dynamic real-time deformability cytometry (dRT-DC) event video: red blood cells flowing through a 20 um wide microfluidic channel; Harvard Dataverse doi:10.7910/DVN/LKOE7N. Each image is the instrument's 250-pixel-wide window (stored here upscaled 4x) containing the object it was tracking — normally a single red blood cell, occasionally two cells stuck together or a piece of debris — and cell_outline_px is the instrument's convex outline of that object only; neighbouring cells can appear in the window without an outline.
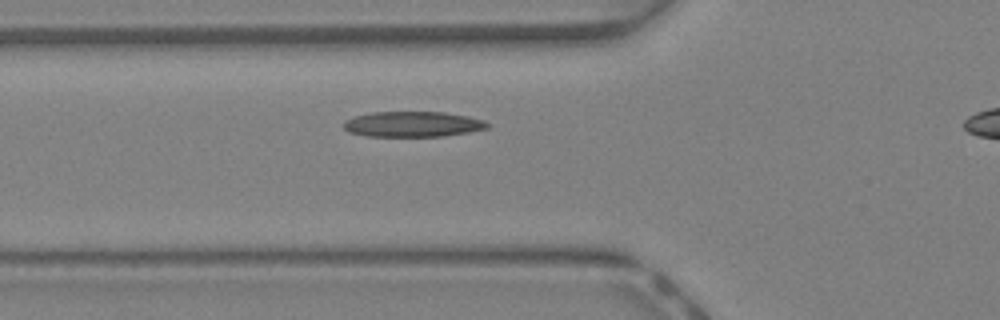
{"species": "Egyptian fruit bat (a non-hibernating species)", "species_latin": "Rousettus aegyptiacus", "temperature_condition": "warm", "stored_images_in_passage": 29, "camera_frame_rate_fps": 3000, "um_per_image_px": 0.085, "animal": {"sex": "female"}, "frame": {"image": 1, "passage_image": 7, "time_ms": 2.0, "image_size_px": [1000, 320], "cell_outline_px": [[492, 124], [488, 128], [468, 132], [444, 136], [368, 136], [348, 132], [344, 128], [344, 120], [356, 116], [372, 112], [444, 112], [468, 116], [484, 120]], "centroid_in_image_um": [35.11, 10.55], "position_along_channel_um": 90.7, "area_um2": 21.33}}
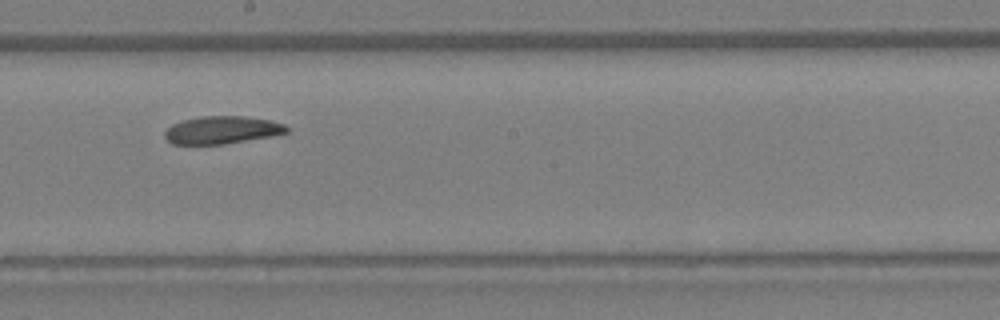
{"frame": {"image": 2, "passage_image": 16, "time_ms": 5.0, "image_size_px": [1000, 320], "cell_outline_px": [[288, 132], [276, 136], [224, 144], [172, 144], [164, 136], [164, 132], [172, 124], [184, 120], [200, 116], [244, 116], [268, 120], [284, 124], [288, 128]], "centroid_in_image_um": [18.89, 11.05], "position_along_channel_um": 229.3, "area_um2": 19.71}}
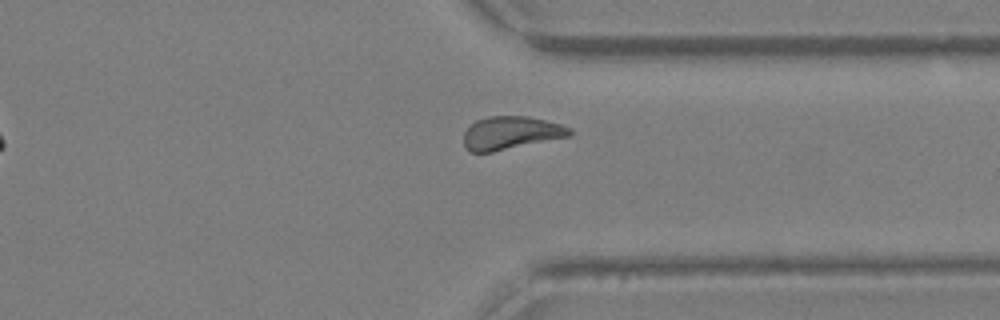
{"frame": {"image": 3, "passage_image": 25, "time_ms": 8.0, "image_size_px": [1000, 320], "cell_outline_px": [[572, 136], [492, 152], [468, 152], [464, 148], [464, 132], [476, 120], [488, 116], [528, 116], [560, 124], [572, 128]], "centroid_in_image_um": [43.43, 11.31], "position_along_channel_um": 368.0, "area_um2": 20.58}, "authors_computed_cell_mechanics": {"area_um2": 20.3456, "velocity_mm_per_s": 4.6156, "shape_relaxation_time_tau1_ms": 7.7149, "shape_relaxation_time_tau2_ms": 4.2041, "deformation_change_tau1": 0.177, "deformation_change_tau2": 0.1053}}